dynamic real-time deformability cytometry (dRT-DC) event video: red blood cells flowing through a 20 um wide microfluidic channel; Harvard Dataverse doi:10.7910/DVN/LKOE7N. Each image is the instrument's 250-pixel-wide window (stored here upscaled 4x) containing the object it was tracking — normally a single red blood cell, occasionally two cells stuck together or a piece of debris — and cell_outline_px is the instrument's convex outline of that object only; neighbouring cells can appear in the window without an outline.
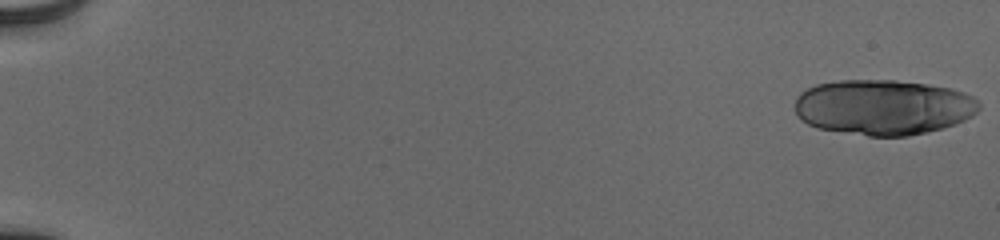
{"species": "human", "species_latin": "Homo sapiens", "temperature_condition": "cold", "stored_images_in_passage": 22, "camera_frame_rate_fps": 3000, "um_per_image_px": 0.085, "donor": {"sex": "male"}, "frame": {"image": 1, "passage_image": 1, "time_ms": 0.0, "image_size_px": [1000, 240], "cell_outline_px": [[980, 108], [972, 116], [956, 124], [908, 136], [868, 136], [816, 128], [800, 120], [796, 112], [796, 96], [800, 92], [816, 84], [840, 80], [896, 80], [928, 84], [948, 88], [964, 92], [972, 96], [980, 104]], "centroid_in_image_um": [75.06, 9.11], "position_along_channel_um": 9.9, "area_um2": 59.53}}
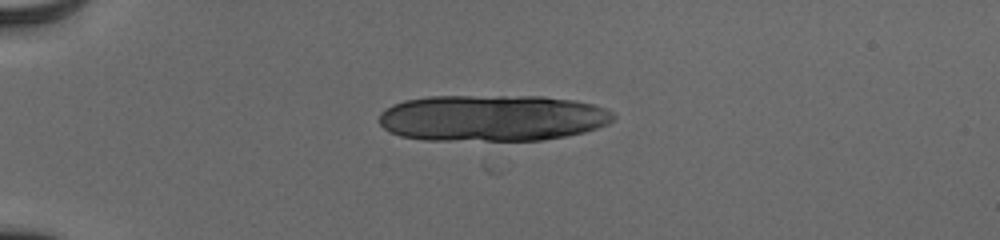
{"frame": {"image": 2, "passage_image": 15, "time_ms": 4.667, "image_size_px": [1000, 240], "cell_outline_px": [[616, 116], [608, 124], [584, 132], [544, 140], [424, 140], [400, 136], [388, 132], [380, 124], [380, 112], [384, 108], [392, 104], [404, 100], [428, 96], [544, 96], [576, 100], [592, 104], [604, 108], [612, 112]], "centroid_in_image_um": [41.81, 10.02], "position_along_channel_um": 43.2, "area_um2": 63.87}}